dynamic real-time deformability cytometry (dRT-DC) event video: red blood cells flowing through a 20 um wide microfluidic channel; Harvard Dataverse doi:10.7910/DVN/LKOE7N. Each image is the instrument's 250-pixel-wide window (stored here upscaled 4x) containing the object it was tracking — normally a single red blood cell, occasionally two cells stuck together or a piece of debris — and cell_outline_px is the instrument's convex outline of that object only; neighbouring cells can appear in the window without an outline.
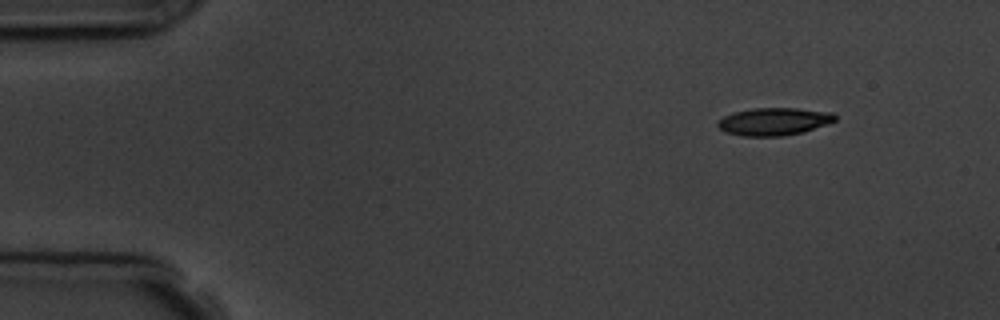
{"species": "common noctule bat (a hibernating species)", "species_latin": "Nyctalus noctula", "temperature_condition": "room temperature", "stored_images_in_passage": 4, "camera_frame_rate_fps": 3000, "um_per_image_px": 0.085, "animal": {"sex": "male", "body_mass_g": 19.5, "forearm_length_mm": 54.6}, "frame": {"image": 1, "passage_image": 1, "time_ms": 0.0, "image_size_px": [1000, 320], "cell_outline_px": [[836, 120], [800, 132], [784, 136], [744, 136], [724, 132], [716, 124], [716, 120], [732, 112], [752, 108], [796, 108], [832, 112], [836, 116]], "centroid_in_image_um": [65.7, 10.32], "position_along_channel_um": 19.3, "area_um2": 18.79}}
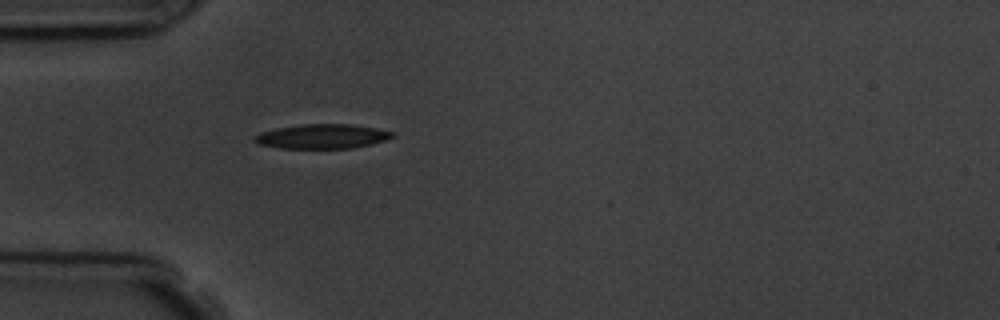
{"frame": {"image": 2, "passage_image": 4, "time_ms": 3.333, "image_size_px": [1000, 320], "cell_outline_px": [[396, 136], [372, 144], [352, 148], [280, 148], [260, 144], [252, 140], [252, 136], [260, 132], [276, 128], [300, 124], [352, 124], [376, 128], [396, 132]], "centroid_in_image_um": [27.39, 11.58], "position_along_channel_um": 57.6, "area_um2": 19.83}}